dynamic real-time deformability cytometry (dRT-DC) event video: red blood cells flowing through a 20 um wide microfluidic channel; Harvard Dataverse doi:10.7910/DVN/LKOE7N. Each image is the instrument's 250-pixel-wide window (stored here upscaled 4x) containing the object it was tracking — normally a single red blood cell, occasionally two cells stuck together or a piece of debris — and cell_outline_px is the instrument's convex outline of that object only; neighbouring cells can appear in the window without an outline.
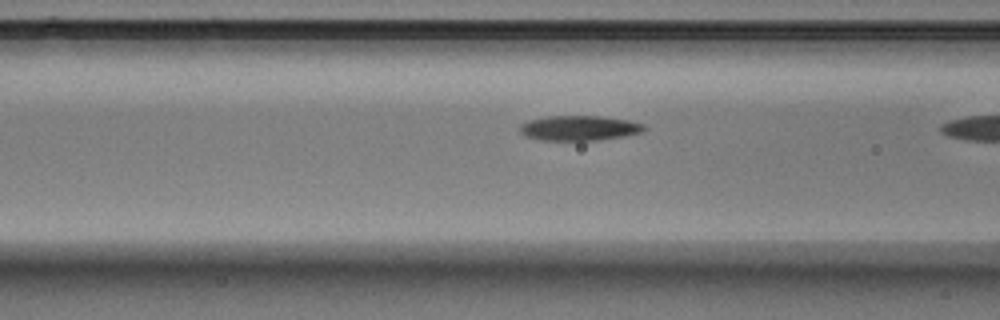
{"species": "Egyptian fruit bat (a non-hibernating species)", "species_latin": "Rousettus aegyptiacus", "temperature_condition": "warm", "stored_images_in_passage": 17, "camera_frame_rate_fps": 3000, "um_per_image_px": 0.085, "animal": {"sex": "male"}, "frame": {"image": 1, "passage_image": 10, "time_ms": 3.0, "image_size_px": [1000, 320], "cell_outline_px": [[648, 128], [640, 132], [624, 136], [600, 140], [540, 140], [524, 136], [516, 128], [520, 124], [528, 120], [548, 116], [600, 116], [628, 120], [644, 124]], "centroid_in_image_um": [49.19, 10.88], "position_along_channel_um": 117.4, "area_um2": 18.26}}